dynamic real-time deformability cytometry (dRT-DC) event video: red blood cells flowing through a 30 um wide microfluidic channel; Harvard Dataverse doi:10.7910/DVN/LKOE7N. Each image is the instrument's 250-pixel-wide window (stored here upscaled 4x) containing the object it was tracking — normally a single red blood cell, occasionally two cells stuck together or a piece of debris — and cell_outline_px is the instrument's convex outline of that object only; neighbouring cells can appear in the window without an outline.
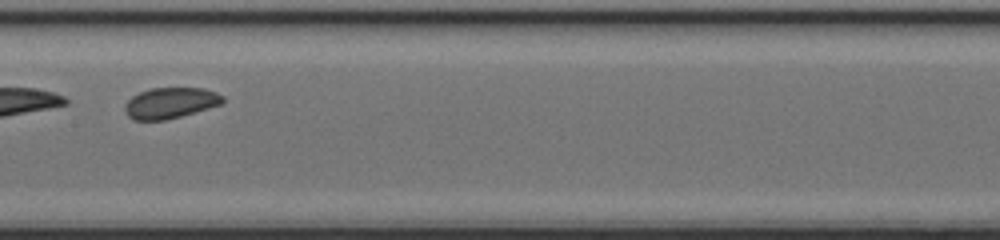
{"species": "common noctule bat (a hibernating species)", "species_latin": "Nyctalus noctula", "temperature_condition": "cold", "stored_images_in_passage": 33, "camera_frame_rate_fps": 3000, "um_per_image_px": 0.085, "animal": {"sex": "female", "body_mass_g": 17.0, "forearm_length_mm": 48.0}, "frame": {"image": 1, "passage_image": 10, "time_ms": 3.0, "image_size_px": [1000, 240], "cell_outline_px": [[224, 100], [220, 104], [208, 108], [180, 116], [164, 120], [132, 120], [128, 116], [124, 108], [124, 104], [132, 96], [140, 92], [152, 88], [204, 88], [216, 92], [224, 96]], "centroid_in_image_um": [14.46, 8.75], "position_along_channel_um": 192.9, "area_um2": 17.51}}
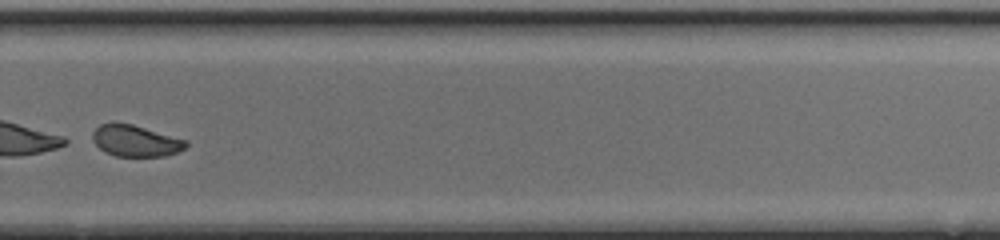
{"frame": {"image": 2, "passage_image": 19, "time_ms": 6.0, "image_size_px": [1000, 240], "cell_outline_px": [[188, 144], [184, 148], [176, 152], [164, 156], [116, 156], [104, 152], [92, 140], [92, 132], [100, 124], [112, 120], [132, 124], [188, 140]], "centroid_in_image_um": [11.48, 11.94], "position_along_channel_um": 318.3, "area_um2": 17.34}}